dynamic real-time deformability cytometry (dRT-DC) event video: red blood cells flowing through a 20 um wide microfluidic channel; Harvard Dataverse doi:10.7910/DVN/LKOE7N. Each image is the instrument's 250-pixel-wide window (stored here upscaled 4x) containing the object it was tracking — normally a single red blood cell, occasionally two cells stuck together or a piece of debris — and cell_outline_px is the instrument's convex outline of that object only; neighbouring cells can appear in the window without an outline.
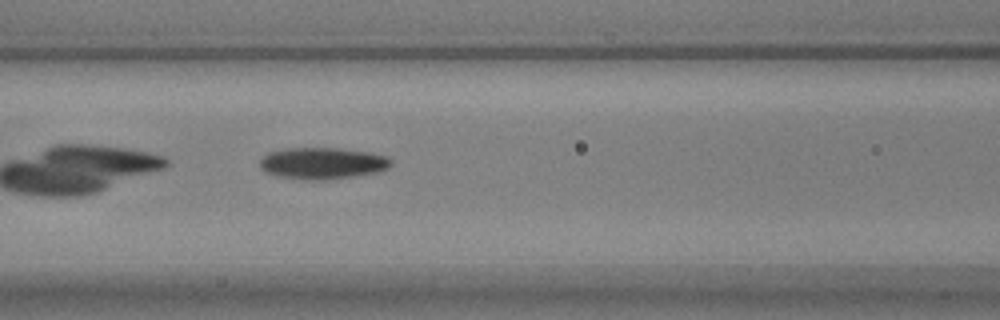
{"species": "common noctule bat (a hibernating species)", "species_latin": "Nyctalus noctula", "temperature_condition": "warm", "stored_images_in_passage": 37, "camera_frame_rate_fps": 3000, "um_per_image_px": 0.085, "animal": {"sex": "male", "body_mass_g": 17.9, "forearm_length_mm": 54.2}, "frame": {"image": 1, "passage_image": 6, "time_ms": 1.667, "image_size_px": [1000, 320], "cell_outline_px": [[392, 164], [388, 168], [380, 172], [328, 180], [312, 180], [276, 176], [264, 172], [260, 168], [260, 160], [268, 152], [292, 148], [340, 148], [372, 152], [388, 156], [392, 160]], "centroid_in_image_um": [27.45, 13.88], "position_along_channel_um": 139.1, "area_um2": 24.45}}
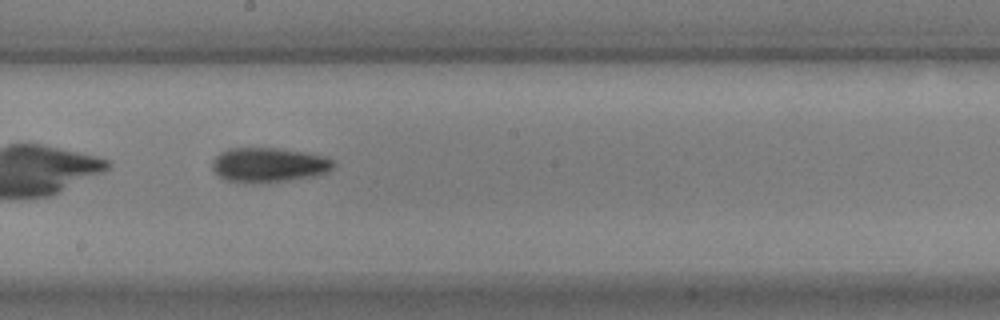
{"frame": {"image": 2, "passage_image": 13, "time_ms": 4.0, "image_size_px": [1000, 320], "cell_outline_px": [[336, 164], [328, 172], [316, 176], [288, 180], [224, 180], [212, 168], [212, 160], [220, 152], [228, 148], [280, 148], [328, 156]], "centroid_in_image_um": [22.9, 13.96], "position_along_channel_um": 225.3, "area_um2": 23.87}}
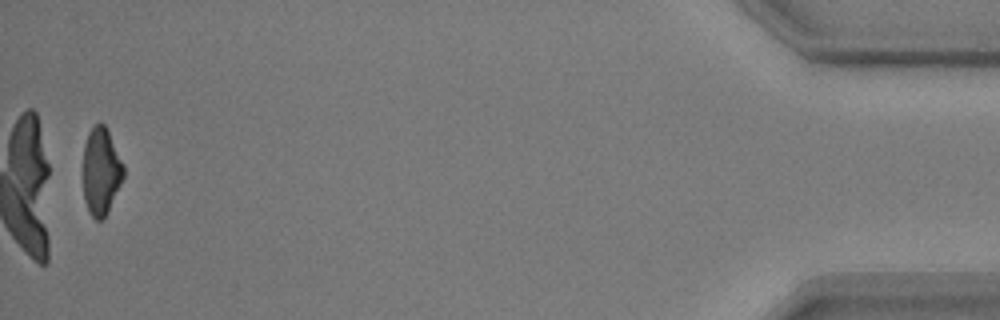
{"frame": {"image": 3, "passage_image": 36, "time_ms": 11.667, "image_size_px": [1000, 320], "cell_outline_px": [[124, 176], [104, 220], [96, 220], [92, 216], [84, 200], [84, 144], [88, 132], [96, 124], [104, 124], [124, 164]], "centroid_in_image_um": [8.6, 14.58], "position_along_channel_um": 426.6, "area_um2": 20.29}}